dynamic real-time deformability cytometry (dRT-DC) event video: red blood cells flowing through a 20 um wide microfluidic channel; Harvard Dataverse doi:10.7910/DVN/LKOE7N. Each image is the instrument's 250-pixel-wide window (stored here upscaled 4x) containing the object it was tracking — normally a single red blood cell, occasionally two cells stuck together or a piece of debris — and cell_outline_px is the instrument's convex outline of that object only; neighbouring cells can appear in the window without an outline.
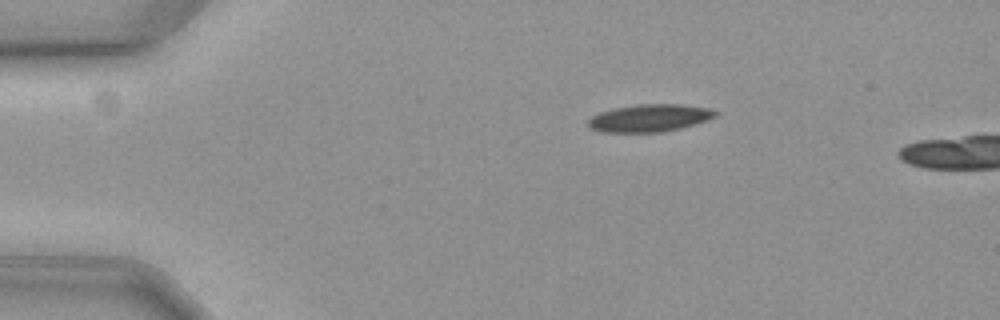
{"species": "common noctule bat (a hibernating species)", "species_latin": "Nyctalus noctula", "temperature_condition": "cold", "stored_images_in_passage": 6, "camera_frame_rate_fps": 3000, "um_per_image_px": 0.085, "animal": {"sex": "female", "body_mass_g": 19.3, "forearm_length_mm": 54.1}, "frame": {"image": 1, "passage_image": 1, "time_ms": 0.0, "image_size_px": [1000, 320], "cell_outline_px": [[716, 116], [680, 128], [660, 132], [600, 132], [588, 128], [588, 120], [592, 116], [600, 112], [616, 108], [640, 104], [680, 104], [708, 108], [716, 112]], "centroid_in_image_um": [55.14, 10.03], "position_along_channel_um": 29.9, "area_um2": 20.06}}